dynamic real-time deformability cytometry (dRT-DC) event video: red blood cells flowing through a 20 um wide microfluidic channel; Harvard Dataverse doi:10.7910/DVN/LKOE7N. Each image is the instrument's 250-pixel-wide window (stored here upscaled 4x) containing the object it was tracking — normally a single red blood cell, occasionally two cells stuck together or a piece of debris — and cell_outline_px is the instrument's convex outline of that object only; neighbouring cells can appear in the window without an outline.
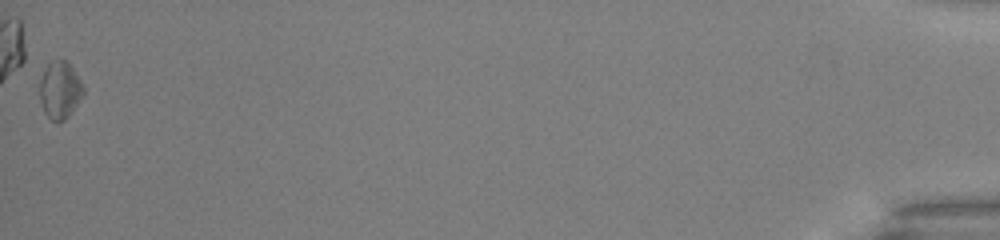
{"species": "common noctule bat (a hibernating species)", "species_latin": "Nyctalus noctula", "temperature_condition": "warm", "stored_images_in_passage": 49, "camera_frame_rate_fps": 3000, "um_per_image_px": 0.085, "animal": {"sex": "male", "body_mass_g": 13.0, "forearm_length_mm": 53.1}, "frame": {"image": 1, "passage_image": 49, "time_ms": 16.0, "image_size_px": [1000, 240], "cell_outline_px": [[84, 96], [68, 116], [64, 120], [56, 124], [44, 112], [40, 100], [40, 80], [44, 68], [52, 60], [68, 60], [84, 84]], "centroid_in_image_um": [5.12, 7.64], "position_along_channel_um": 430.1, "area_um2": 14.91}, "authors_computed_cell_mechanics": {"area_um2": 13.6986, "velocity_mm_per_s": 4.0622, "shape_relaxation_time_tau1_ms": 5.135, "shape_relaxation_time_tau2_ms": null, "deformation_change_tau1": 0.1006, "deformation_change_tau2": null}}